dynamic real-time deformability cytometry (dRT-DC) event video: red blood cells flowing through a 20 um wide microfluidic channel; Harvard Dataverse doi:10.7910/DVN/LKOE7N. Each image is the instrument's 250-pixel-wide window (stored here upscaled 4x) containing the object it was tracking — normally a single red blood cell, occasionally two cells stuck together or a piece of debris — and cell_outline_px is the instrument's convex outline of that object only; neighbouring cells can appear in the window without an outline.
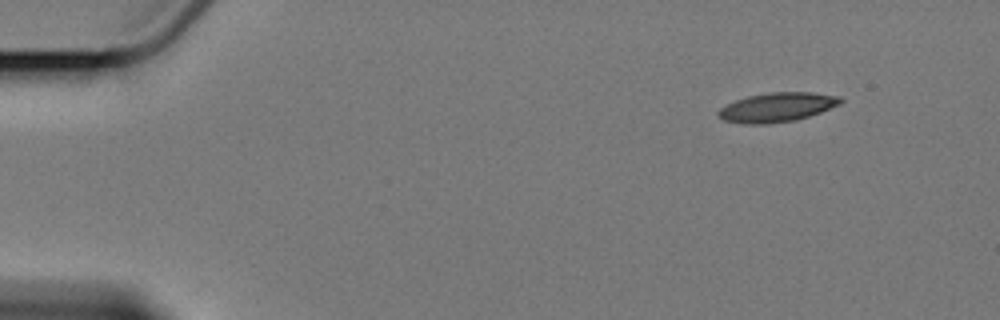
{"species": "Egyptian fruit bat (a non-hibernating species)", "species_latin": "Rousettus aegyptiacus", "temperature_condition": "cold", "stored_images_in_passage": 6, "segment_of_instrument_passage": [2, 2], "camera_frame_rate_fps": 3000, "um_per_image_px": 0.085, "animal": {"sex": "female"}, "frame": {"image": 1, "passage_image": 6, "time_ms": 6.0, "image_size_px": [1000, 320], "cell_outline_px": [[844, 100], [840, 104], [820, 112], [796, 120], [764, 124], [748, 124], [724, 120], [716, 116], [716, 112], [720, 108], [736, 100], [748, 96], [768, 92], [812, 92], [840, 96]], "centroid_in_image_um": [66.05, 9.11], "position_along_channel_um": 19.0, "area_um2": 20.81}}